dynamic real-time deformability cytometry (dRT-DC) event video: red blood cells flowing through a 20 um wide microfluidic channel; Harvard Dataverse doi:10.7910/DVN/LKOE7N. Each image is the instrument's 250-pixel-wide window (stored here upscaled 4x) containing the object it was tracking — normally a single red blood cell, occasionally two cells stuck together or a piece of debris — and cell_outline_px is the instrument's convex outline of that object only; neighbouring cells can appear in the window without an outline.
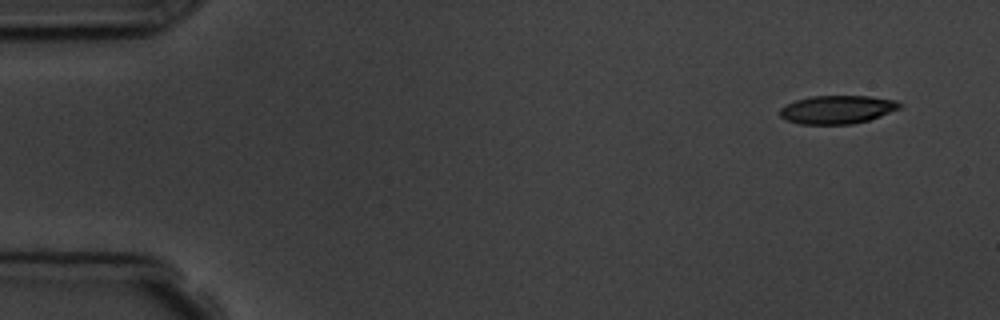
{"species": "common noctule bat (a hibernating species)", "species_latin": "Nyctalus noctula", "temperature_condition": "room temperature", "stored_images_in_passage": 10, "camera_frame_rate_fps": 3000, "um_per_image_px": 0.085, "animal": {"sex": "male", "body_mass_g": 19.5, "forearm_length_mm": 54.6}, "frame": {"image": 1, "passage_image": 1, "time_ms": 0.0, "image_size_px": [1000, 320], "cell_outline_px": [[900, 108], [880, 116], [868, 120], [852, 124], [800, 124], [788, 120], [780, 116], [780, 108], [796, 100], [812, 96], [868, 96], [896, 100], [900, 104]], "centroid_in_image_um": [71.16, 9.31], "position_along_channel_um": 13.8, "area_um2": 19.54}}
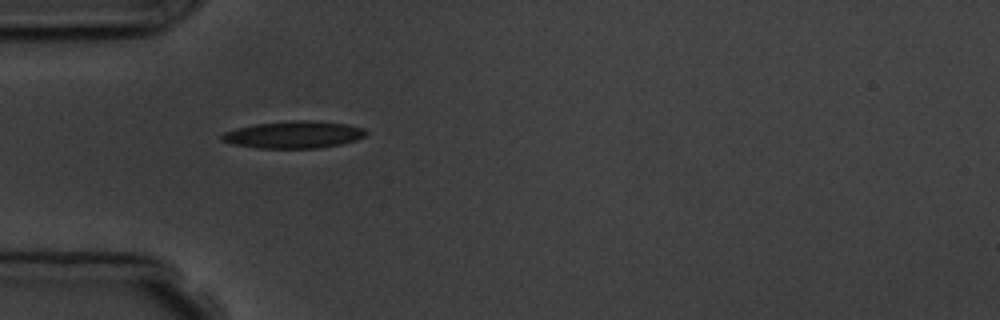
{"frame": {"image": 2, "passage_image": 5, "time_ms": 4.333, "image_size_px": [1000, 320], "cell_outline_px": [[368, 132], [364, 136], [356, 140], [340, 144], [320, 148], [256, 148], [232, 144], [220, 140], [220, 136], [224, 132], [236, 128], [256, 124], [296, 120], [308, 120], [348, 124], [364, 128]], "centroid_in_image_um": [24.96, 11.45], "position_along_channel_um": 60.0, "area_um2": 22.83}}
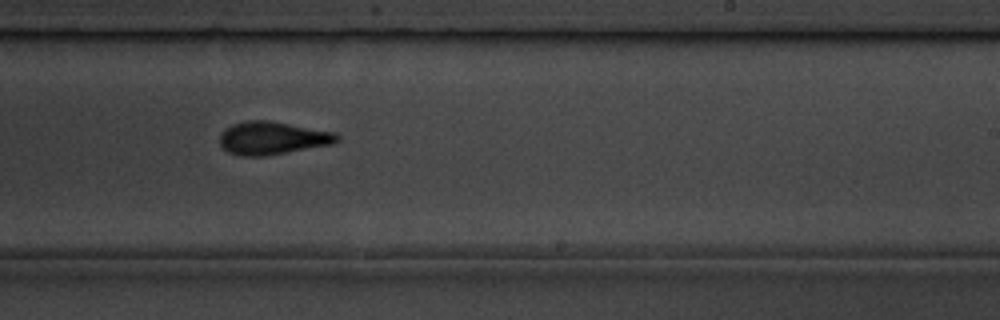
{"frame": {"image": 3, "passage_image": 10, "time_ms": 10.0, "image_size_px": [1000, 320], "cell_outline_px": [[340, 140], [332, 144], [264, 156], [240, 156], [228, 152], [220, 144], [220, 136], [232, 124], [244, 120], [268, 120], [336, 132], [340, 136]], "centroid_in_image_um": [23.18, 11.73], "position_along_channel_um": 265.8, "area_um2": 22.43}}